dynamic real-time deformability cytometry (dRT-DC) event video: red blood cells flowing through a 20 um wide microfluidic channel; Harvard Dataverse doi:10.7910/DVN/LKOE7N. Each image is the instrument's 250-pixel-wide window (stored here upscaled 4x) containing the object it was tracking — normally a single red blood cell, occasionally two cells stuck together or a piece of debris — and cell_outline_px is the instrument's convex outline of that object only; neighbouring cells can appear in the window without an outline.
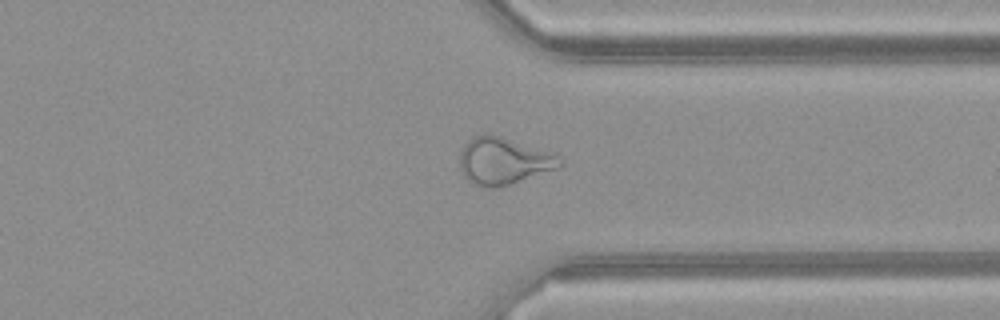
{"species": "common noctule bat (a hibernating species)", "species_latin": "Nyctalus noctula", "temperature_condition": "warm", "stored_images_in_passage": 44, "camera_frame_rate_fps": 3000, "um_per_image_px": 0.085, "animal": {"sex": "female", "body_mass_g": 21.9}, "frame": {"image": 1, "passage_image": 32, "time_ms": 10.333, "image_size_px": [1000, 320], "cell_outline_px": [[564, 164], [556, 168], [512, 184], [496, 188], [484, 188], [468, 180], [464, 176], [460, 168], [460, 152], [464, 144], [476, 136], [484, 132], [488, 132], [556, 152], [564, 160]], "centroid_in_image_um": [42.84, 13.66], "position_along_channel_um": 368.6, "area_um2": 27.98}}
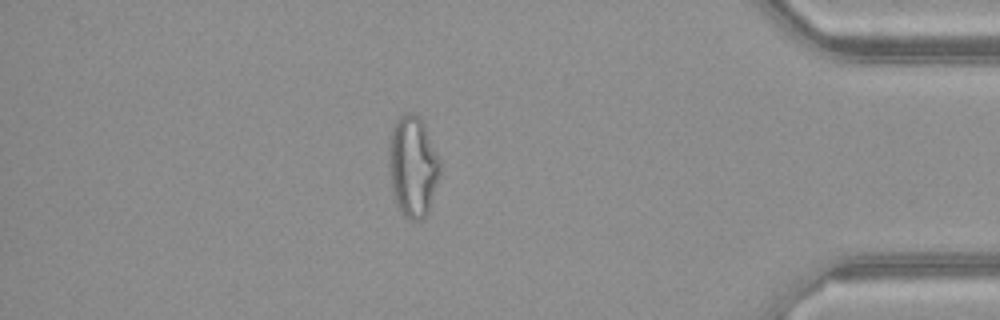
{"frame": {"image": 2, "passage_image": 37, "time_ms": 12.0, "image_size_px": [1000, 320], "cell_outline_px": [[440, 176], [428, 216], [420, 220], [408, 220], [400, 212], [396, 204], [392, 192], [388, 168], [388, 144], [396, 120], [400, 116], [408, 112], [412, 112], [420, 116], [424, 124], [440, 160]], "centroid_in_image_um": [35.09, 14.19], "position_along_channel_um": 400.1, "area_um2": 30.75}, "authors_computed_cell_mechanics": {"area_um2": 29.2468, "velocity_mm_per_s": 4.1754, "shape_relaxation_time_tau1_ms": null, "shape_relaxation_time_tau2_ms": 1.8279, "deformation_change_tau1": null, "deformation_change_tau2": 0.1187}}